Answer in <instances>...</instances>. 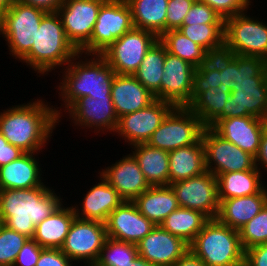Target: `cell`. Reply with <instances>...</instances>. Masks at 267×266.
Segmentation results:
<instances>
[{"label":"cell","mask_w":267,"mask_h":266,"mask_svg":"<svg viewBox=\"0 0 267 266\" xmlns=\"http://www.w3.org/2000/svg\"><path fill=\"white\" fill-rule=\"evenodd\" d=\"M14 106L0 112V133L25 153H39L63 116L61 107H49L42 99Z\"/></svg>","instance_id":"6da1fadb"},{"label":"cell","mask_w":267,"mask_h":266,"mask_svg":"<svg viewBox=\"0 0 267 266\" xmlns=\"http://www.w3.org/2000/svg\"><path fill=\"white\" fill-rule=\"evenodd\" d=\"M234 58L236 82L222 114L209 126L232 117L254 116L267 120V61L259 56L229 53Z\"/></svg>","instance_id":"7a4b0ae2"},{"label":"cell","mask_w":267,"mask_h":266,"mask_svg":"<svg viewBox=\"0 0 267 266\" xmlns=\"http://www.w3.org/2000/svg\"><path fill=\"white\" fill-rule=\"evenodd\" d=\"M62 202L60 195L45 184L30 189L0 190V220L7 228L33 238L35 226Z\"/></svg>","instance_id":"3957f363"},{"label":"cell","mask_w":267,"mask_h":266,"mask_svg":"<svg viewBox=\"0 0 267 266\" xmlns=\"http://www.w3.org/2000/svg\"><path fill=\"white\" fill-rule=\"evenodd\" d=\"M81 56L82 53L79 52L67 64L62 72L63 79H61L59 88L57 87L59 97L65 104L63 107L65 106L67 109L82 97L111 98L115 71L99 54H91V58H87L85 61L80 59Z\"/></svg>","instance_id":"277c9868"},{"label":"cell","mask_w":267,"mask_h":266,"mask_svg":"<svg viewBox=\"0 0 267 266\" xmlns=\"http://www.w3.org/2000/svg\"><path fill=\"white\" fill-rule=\"evenodd\" d=\"M78 54L79 51L66 36L59 14L47 12L41 20L30 52L21 61L37 74L45 75L59 67L64 70Z\"/></svg>","instance_id":"5b68a950"},{"label":"cell","mask_w":267,"mask_h":266,"mask_svg":"<svg viewBox=\"0 0 267 266\" xmlns=\"http://www.w3.org/2000/svg\"><path fill=\"white\" fill-rule=\"evenodd\" d=\"M206 266H244L245 250L239 231L210 219L190 244Z\"/></svg>","instance_id":"8992f818"},{"label":"cell","mask_w":267,"mask_h":266,"mask_svg":"<svg viewBox=\"0 0 267 266\" xmlns=\"http://www.w3.org/2000/svg\"><path fill=\"white\" fill-rule=\"evenodd\" d=\"M42 9L14 0L0 16V35L6 38L10 55L21 60L30 52L43 16Z\"/></svg>","instance_id":"52a82bcc"},{"label":"cell","mask_w":267,"mask_h":266,"mask_svg":"<svg viewBox=\"0 0 267 266\" xmlns=\"http://www.w3.org/2000/svg\"><path fill=\"white\" fill-rule=\"evenodd\" d=\"M246 13L244 11L224 20L223 51L259 56L267 61V23L249 17Z\"/></svg>","instance_id":"ba28073f"},{"label":"cell","mask_w":267,"mask_h":266,"mask_svg":"<svg viewBox=\"0 0 267 266\" xmlns=\"http://www.w3.org/2000/svg\"><path fill=\"white\" fill-rule=\"evenodd\" d=\"M134 28L125 0H106L100 7L90 42L80 51L86 57L101 54L116 39Z\"/></svg>","instance_id":"9c48e42d"},{"label":"cell","mask_w":267,"mask_h":266,"mask_svg":"<svg viewBox=\"0 0 267 266\" xmlns=\"http://www.w3.org/2000/svg\"><path fill=\"white\" fill-rule=\"evenodd\" d=\"M205 126L188 107H175L153 132L148 145L167 152L193 145Z\"/></svg>","instance_id":"30bf717a"},{"label":"cell","mask_w":267,"mask_h":266,"mask_svg":"<svg viewBox=\"0 0 267 266\" xmlns=\"http://www.w3.org/2000/svg\"><path fill=\"white\" fill-rule=\"evenodd\" d=\"M159 40L151 31L133 28L116 39L100 55L119 75H133L146 52Z\"/></svg>","instance_id":"8fae6325"},{"label":"cell","mask_w":267,"mask_h":266,"mask_svg":"<svg viewBox=\"0 0 267 266\" xmlns=\"http://www.w3.org/2000/svg\"><path fill=\"white\" fill-rule=\"evenodd\" d=\"M201 140L205 150L206 170L219 174L258 169L255 157L223 139L212 128L205 127Z\"/></svg>","instance_id":"7c38bea8"},{"label":"cell","mask_w":267,"mask_h":266,"mask_svg":"<svg viewBox=\"0 0 267 266\" xmlns=\"http://www.w3.org/2000/svg\"><path fill=\"white\" fill-rule=\"evenodd\" d=\"M106 238L105 223L75 217L60 250L71 261L94 266Z\"/></svg>","instance_id":"4fadbf2b"},{"label":"cell","mask_w":267,"mask_h":266,"mask_svg":"<svg viewBox=\"0 0 267 266\" xmlns=\"http://www.w3.org/2000/svg\"><path fill=\"white\" fill-rule=\"evenodd\" d=\"M169 185L179 207L197 210L209 219H216L219 211L217 178L210 171Z\"/></svg>","instance_id":"5bb4252c"},{"label":"cell","mask_w":267,"mask_h":266,"mask_svg":"<svg viewBox=\"0 0 267 266\" xmlns=\"http://www.w3.org/2000/svg\"><path fill=\"white\" fill-rule=\"evenodd\" d=\"M106 0H64L59 14L68 40L80 52L89 42L101 5Z\"/></svg>","instance_id":"9a60e30c"},{"label":"cell","mask_w":267,"mask_h":266,"mask_svg":"<svg viewBox=\"0 0 267 266\" xmlns=\"http://www.w3.org/2000/svg\"><path fill=\"white\" fill-rule=\"evenodd\" d=\"M174 108L175 106L169 102L155 99L147 107L121 116L114 133L131 146L147 143Z\"/></svg>","instance_id":"2e32d148"},{"label":"cell","mask_w":267,"mask_h":266,"mask_svg":"<svg viewBox=\"0 0 267 266\" xmlns=\"http://www.w3.org/2000/svg\"><path fill=\"white\" fill-rule=\"evenodd\" d=\"M161 79V100L175 107H188L196 68L166 50Z\"/></svg>","instance_id":"e0dca14e"},{"label":"cell","mask_w":267,"mask_h":266,"mask_svg":"<svg viewBox=\"0 0 267 266\" xmlns=\"http://www.w3.org/2000/svg\"><path fill=\"white\" fill-rule=\"evenodd\" d=\"M65 111L67 114L69 113L71 121H74V126L92 128L96 133L115 132L118 125L119 118L115 112L112 98L82 97Z\"/></svg>","instance_id":"ac0fdd59"},{"label":"cell","mask_w":267,"mask_h":266,"mask_svg":"<svg viewBox=\"0 0 267 266\" xmlns=\"http://www.w3.org/2000/svg\"><path fill=\"white\" fill-rule=\"evenodd\" d=\"M107 237L139 243L156 226L142 215L133 201H123L105 222Z\"/></svg>","instance_id":"d6986e66"},{"label":"cell","mask_w":267,"mask_h":266,"mask_svg":"<svg viewBox=\"0 0 267 266\" xmlns=\"http://www.w3.org/2000/svg\"><path fill=\"white\" fill-rule=\"evenodd\" d=\"M137 245L139 256L154 266H172L189 249L182 238L156 225Z\"/></svg>","instance_id":"ffe728a7"},{"label":"cell","mask_w":267,"mask_h":266,"mask_svg":"<svg viewBox=\"0 0 267 266\" xmlns=\"http://www.w3.org/2000/svg\"><path fill=\"white\" fill-rule=\"evenodd\" d=\"M98 174L102 175L124 201H134L150 187L131 153L106 167L105 170L102 168Z\"/></svg>","instance_id":"44dd1931"},{"label":"cell","mask_w":267,"mask_h":266,"mask_svg":"<svg viewBox=\"0 0 267 266\" xmlns=\"http://www.w3.org/2000/svg\"><path fill=\"white\" fill-rule=\"evenodd\" d=\"M266 127L267 120L244 116L224 118L212 129L223 139L256 157L260 148L261 136Z\"/></svg>","instance_id":"7402d4cb"},{"label":"cell","mask_w":267,"mask_h":266,"mask_svg":"<svg viewBox=\"0 0 267 266\" xmlns=\"http://www.w3.org/2000/svg\"><path fill=\"white\" fill-rule=\"evenodd\" d=\"M111 98L118 118L141 110L155 100V96L133 75L119 74H115Z\"/></svg>","instance_id":"603a6c76"},{"label":"cell","mask_w":267,"mask_h":266,"mask_svg":"<svg viewBox=\"0 0 267 266\" xmlns=\"http://www.w3.org/2000/svg\"><path fill=\"white\" fill-rule=\"evenodd\" d=\"M98 177L101 182L90 188L84 195L81 210L76 205L72 207L77 218L105 223L109 214L124 200L102 175Z\"/></svg>","instance_id":"cb8c5ba5"},{"label":"cell","mask_w":267,"mask_h":266,"mask_svg":"<svg viewBox=\"0 0 267 266\" xmlns=\"http://www.w3.org/2000/svg\"><path fill=\"white\" fill-rule=\"evenodd\" d=\"M38 153H24L14 161L0 167V190L30 189L42 186V171ZM36 155V157H35Z\"/></svg>","instance_id":"d4e9b609"},{"label":"cell","mask_w":267,"mask_h":266,"mask_svg":"<svg viewBox=\"0 0 267 266\" xmlns=\"http://www.w3.org/2000/svg\"><path fill=\"white\" fill-rule=\"evenodd\" d=\"M267 204V188L260 193L219 200V211L216 219L223 225L239 230Z\"/></svg>","instance_id":"484cf974"},{"label":"cell","mask_w":267,"mask_h":266,"mask_svg":"<svg viewBox=\"0 0 267 266\" xmlns=\"http://www.w3.org/2000/svg\"><path fill=\"white\" fill-rule=\"evenodd\" d=\"M169 184L186 180L206 172L205 150L200 139L193 145L168 152Z\"/></svg>","instance_id":"4316f807"},{"label":"cell","mask_w":267,"mask_h":266,"mask_svg":"<svg viewBox=\"0 0 267 266\" xmlns=\"http://www.w3.org/2000/svg\"><path fill=\"white\" fill-rule=\"evenodd\" d=\"M75 217L73 207L61 204L49 217L35 226L33 239L42 248L60 249Z\"/></svg>","instance_id":"83f0119b"},{"label":"cell","mask_w":267,"mask_h":266,"mask_svg":"<svg viewBox=\"0 0 267 266\" xmlns=\"http://www.w3.org/2000/svg\"><path fill=\"white\" fill-rule=\"evenodd\" d=\"M139 212L153 224L160 225L179 205L170 185L150 186L133 201Z\"/></svg>","instance_id":"f1b7e54d"},{"label":"cell","mask_w":267,"mask_h":266,"mask_svg":"<svg viewBox=\"0 0 267 266\" xmlns=\"http://www.w3.org/2000/svg\"><path fill=\"white\" fill-rule=\"evenodd\" d=\"M132 155L140 166L150 186L169 185V156L168 152L144 144L130 146Z\"/></svg>","instance_id":"f546056e"},{"label":"cell","mask_w":267,"mask_h":266,"mask_svg":"<svg viewBox=\"0 0 267 266\" xmlns=\"http://www.w3.org/2000/svg\"><path fill=\"white\" fill-rule=\"evenodd\" d=\"M263 171L251 169L219 174L217 178L218 199L250 196L260 193L265 187Z\"/></svg>","instance_id":"4dcf8cb0"},{"label":"cell","mask_w":267,"mask_h":266,"mask_svg":"<svg viewBox=\"0 0 267 266\" xmlns=\"http://www.w3.org/2000/svg\"><path fill=\"white\" fill-rule=\"evenodd\" d=\"M134 28L148 30L160 37L165 32L168 0H125Z\"/></svg>","instance_id":"1f68e13d"},{"label":"cell","mask_w":267,"mask_h":266,"mask_svg":"<svg viewBox=\"0 0 267 266\" xmlns=\"http://www.w3.org/2000/svg\"><path fill=\"white\" fill-rule=\"evenodd\" d=\"M209 220L200 211L178 207L164 219L160 226L190 245Z\"/></svg>","instance_id":"d6a6232c"},{"label":"cell","mask_w":267,"mask_h":266,"mask_svg":"<svg viewBox=\"0 0 267 266\" xmlns=\"http://www.w3.org/2000/svg\"><path fill=\"white\" fill-rule=\"evenodd\" d=\"M166 47L158 40L145 54L133 76L154 96L161 100V79L163 75Z\"/></svg>","instance_id":"836d02e7"},{"label":"cell","mask_w":267,"mask_h":266,"mask_svg":"<svg viewBox=\"0 0 267 266\" xmlns=\"http://www.w3.org/2000/svg\"><path fill=\"white\" fill-rule=\"evenodd\" d=\"M159 41L166 47L167 52L178 56L195 68L201 66L211 56L203 47L178 30L164 32L159 37Z\"/></svg>","instance_id":"e575fe53"},{"label":"cell","mask_w":267,"mask_h":266,"mask_svg":"<svg viewBox=\"0 0 267 266\" xmlns=\"http://www.w3.org/2000/svg\"><path fill=\"white\" fill-rule=\"evenodd\" d=\"M229 96L230 91L222 86L211 87L202 92L188 108L201 120L205 127H209L222 114Z\"/></svg>","instance_id":"d590c367"},{"label":"cell","mask_w":267,"mask_h":266,"mask_svg":"<svg viewBox=\"0 0 267 266\" xmlns=\"http://www.w3.org/2000/svg\"><path fill=\"white\" fill-rule=\"evenodd\" d=\"M178 31L203 47L210 55L224 50V24L182 25Z\"/></svg>","instance_id":"8d00e7d4"},{"label":"cell","mask_w":267,"mask_h":266,"mask_svg":"<svg viewBox=\"0 0 267 266\" xmlns=\"http://www.w3.org/2000/svg\"><path fill=\"white\" fill-rule=\"evenodd\" d=\"M138 255L136 244L107 237L94 266H125Z\"/></svg>","instance_id":"74e56055"},{"label":"cell","mask_w":267,"mask_h":266,"mask_svg":"<svg viewBox=\"0 0 267 266\" xmlns=\"http://www.w3.org/2000/svg\"><path fill=\"white\" fill-rule=\"evenodd\" d=\"M220 52L211 55L201 66L196 68L193 76V86L190 97V104L202 93L211 87H220Z\"/></svg>","instance_id":"f35d334b"},{"label":"cell","mask_w":267,"mask_h":266,"mask_svg":"<svg viewBox=\"0 0 267 266\" xmlns=\"http://www.w3.org/2000/svg\"><path fill=\"white\" fill-rule=\"evenodd\" d=\"M238 231L244 250L267 243V204Z\"/></svg>","instance_id":"ab89813d"},{"label":"cell","mask_w":267,"mask_h":266,"mask_svg":"<svg viewBox=\"0 0 267 266\" xmlns=\"http://www.w3.org/2000/svg\"><path fill=\"white\" fill-rule=\"evenodd\" d=\"M28 237L0 225V266H13L18 253L28 241Z\"/></svg>","instance_id":"60d3db41"},{"label":"cell","mask_w":267,"mask_h":266,"mask_svg":"<svg viewBox=\"0 0 267 266\" xmlns=\"http://www.w3.org/2000/svg\"><path fill=\"white\" fill-rule=\"evenodd\" d=\"M192 24H224V19L206 3L195 0L183 21V25Z\"/></svg>","instance_id":"b9f144b4"},{"label":"cell","mask_w":267,"mask_h":266,"mask_svg":"<svg viewBox=\"0 0 267 266\" xmlns=\"http://www.w3.org/2000/svg\"><path fill=\"white\" fill-rule=\"evenodd\" d=\"M195 0H168L165 32L178 30Z\"/></svg>","instance_id":"7bdbcfd3"},{"label":"cell","mask_w":267,"mask_h":266,"mask_svg":"<svg viewBox=\"0 0 267 266\" xmlns=\"http://www.w3.org/2000/svg\"><path fill=\"white\" fill-rule=\"evenodd\" d=\"M209 5L224 20L249 9L250 0H198Z\"/></svg>","instance_id":"ee69618b"},{"label":"cell","mask_w":267,"mask_h":266,"mask_svg":"<svg viewBox=\"0 0 267 266\" xmlns=\"http://www.w3.org/2000/svg\"><path fill=\"white\" fill-rule=\"evenodd\" d=\"M43 249L33 238H29L18 253L13 266H36Z\"/></svg>","instance_id":"f6af8a7d"},{"label":"cell","mask_w":267,"mask_h":266,"mask_svg":"<svg viewBox=\"0 0 267 266\" xmlns=\"http://www.w3.org/2000/svg\"><path fill=\"white\" fill-rule=\"evenodd\" d=\"M71 262L60 249L44 248L36 266H72Z\"/></svg>","instance_id":"bcb514c9"},{"label":"cell","mask_w":267,"mask_h":266,"mask_svg":"<svg viewBox=\"0 0 267 266\" xmlns=\"http://www.w3.org/2000/svg\"><path fill=\"white\" fill-rule=\"evenodd\" d=\"M220 73L222 87L227 91H232L236 82L234 79V58L224 51L220 52Z\"/></svg>","instance_id":"7dc6e473"},{"label":"cell","mask_w":267,"mask_h":266,"mask_svg":"<svg viewBox=\"0 0 267 266\" xmlns=\"http://www.w3.org/2000/svg\"><path fill=\"white\" fill-rule=\"evenodd\" d=\"M244 266H267V243L245 250Z\"/></svg>","instance_id":"c3c4849f"},{"label":"cell","mask_w":267,"mask_h":266,"mask_svg":"<svg viewBox=\"0 0 267 266\" xmlns=\"http://www.w3.org/2000/svg\"><path fill=\"white\" fill-rule=\"evenodd\" d=\"M25 152L10 144L0 133V167L22 156Z\"/></svg>","instance_id":"681fc988"},{"label":"cell","mask_w":267,"mask_h":266,"mask_svg":"<svg viewBox=\"0 0 267 266\" xmlns=\"http://www.w3.org/2000/svg\"><path fill=\"white\" fill-rule=\"evenodd\" d=\"M23 4L30 5L45 12H57L64 0H16Z\"/></svg>","instance_id":"f907efd6"},{"label":"cell","mask_w":267,"mask_h":266,"mask_svg":"<svg viewBox=\"0 0 267 266\" xmlns=\"http://www.w3.org/2000/svg\"><path fill=\"white\" fill-rule=\"evenodd\" d=\"M255 164L259 170L263 167L262 170L267 172V127L264 129L261 136L260 148L258 155L255 157Z\"/></svg>","instance_id":"816d5d0a"},{"label":"cell","mask_w":267,"mask_h":266,"mask_svg":"<svg viewBox=\"0 0 267 266\" xmlns=\"http://www.w3.org/2000/svg\"><path fill=\"white\" fill-rule=\"evenodd\" d=\"M172 266H206L191 250H188Z\"/></svg>","instance_id":"f5cc1de1"},{"label":"cell","mask_w":267,"mask_h":266,"mask_svg":"<svg viewBox=\"0 0 267 266\" xmlns=\"http://www.w3.org/2000/svg\"><path fill=\"white\" fill-rule=\"evenodd\" d=\"M125 266H154V265L138 255L133 262H130Z\"/></svg>","instance_id":"db71d44e"},{"label":"cell","mask_w":267,"mask_h":266,"mask_svg":"<svg viewBox=\"0 0 267 266\" xmlns=\"http://www.w3.org/2000/svg\"><path fill=\"white\" fill-rule=\"evenodd\" d=\"M14 0H0V16L8 10L13 4Z\"/></svg>","instance_id":"11a10c76"}]
</instances>
